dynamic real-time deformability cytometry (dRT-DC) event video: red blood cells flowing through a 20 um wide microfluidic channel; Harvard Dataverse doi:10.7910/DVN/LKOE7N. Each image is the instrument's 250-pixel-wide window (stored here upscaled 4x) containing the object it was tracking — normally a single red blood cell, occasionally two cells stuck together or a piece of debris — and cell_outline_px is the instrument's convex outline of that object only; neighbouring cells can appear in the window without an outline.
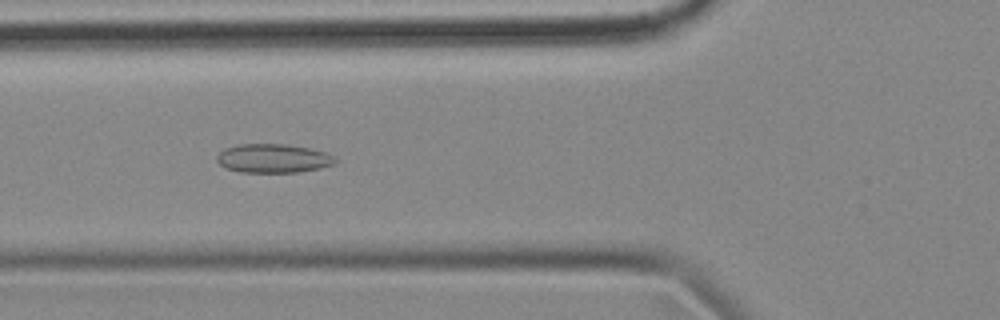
{"species": "common noctule bat (a hibernating species)", "species_latin": "Nyctalus noctula", "temperature_condition": "cold", "stored_images_in_passage": 56, "camera_frame_rate_fps": 3000, "um_per_image_px": 0.085, "animal": {"sex": "female", "body_mass_g": 18.4}, "frame": {"image": 1, "passage_image": 20, "time_ms": 6.333, "image_size_px": [1000, 320], "cell_outline_px": [[336, 164], [320, 168], [300, 172], [240, 172], [228, 168], [220, 164], [216, 160], [216, 156], [224, 148], [236, 144], [288, 144], [308, 148], [324, 152], [332, 156], [336, 160]], "centroid_in_image_um": [23.2, 13.46], "position_along_channel_um": 102.6, "area_um2": 19.88}}
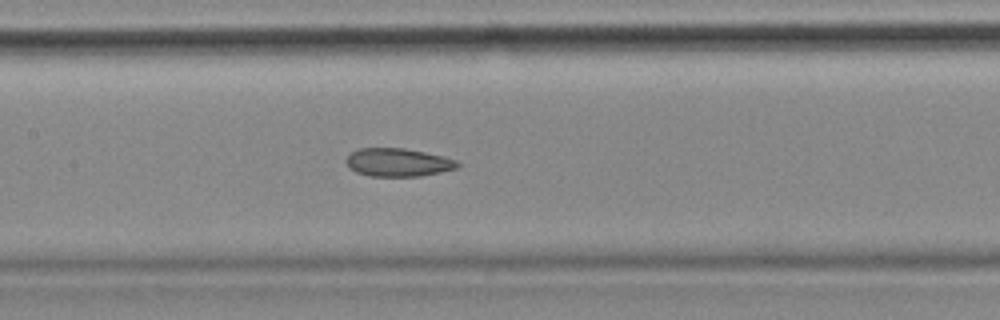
{"frame": {"image": 2, "passage_image": 26, "time_ms": 8.333, "image_size_px": [1000, 320], "cell_outline_px": [[460, 164], [456, 168], [440, 172], [420, 176], [368, 176], [356, 172], [344, 160], [352, 152], [360, 148], [404, 148], [444, 156], [456, 160]], "centroid_in_image_um": [33.84, 13.8], "position_along_channel_um": 173.6, "area_um2": 18.15}}
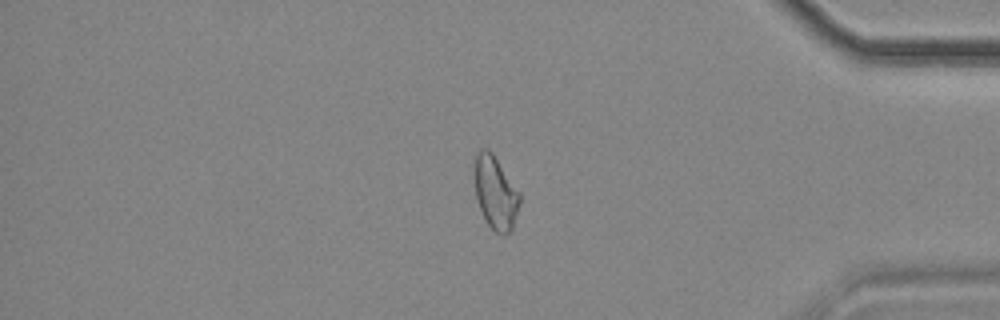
{"frame": {"image": 3, "passage_image": 47, "time_ms": 15.333, "image_size_px": [1000, 320], "cell_outline_px": [[520, 204], [512, 228], [504, 236], [500, 236], [488, 224], [480, 208], [476, 196], [476, 152], [480, 148], [488, 148], [492, 152], [520, 192]], "centroid_in_image_um": [42.15, 16.38], "position_along_channel_um": 393.1, "area_um2": 18.96}, "authors_computed_cell_mechanics": {"area_um2": 19.9988, "velocity_mm_per_s": 3.5431, "shape_relaxation_time_tau1_ms": null, "shape_relaxation_time_tau2_ms": 3.9507, "deformation_change_tau1": null, "deformation_change_tau2": 0.0966}}